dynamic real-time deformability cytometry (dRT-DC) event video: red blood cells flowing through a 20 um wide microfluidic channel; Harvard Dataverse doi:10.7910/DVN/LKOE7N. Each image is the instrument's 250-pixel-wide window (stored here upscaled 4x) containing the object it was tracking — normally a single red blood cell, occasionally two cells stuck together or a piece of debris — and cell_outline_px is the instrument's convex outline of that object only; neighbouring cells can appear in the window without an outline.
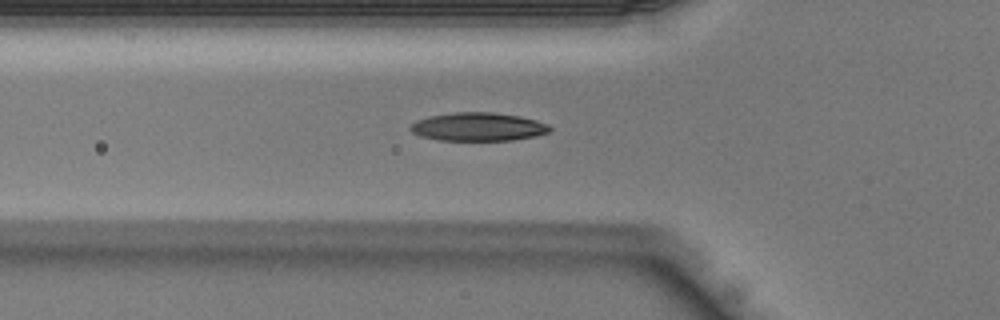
{"species": "Egyptian fruit bat (a non-hibernating species)", "species_latin": "Rousettus aegyptiacus", "temperature_condition": "warm", "stored_images_in_passage": 36, "camera_frame_rate_fps": 3000, "um_per_image_px": 0.085, "animal": {"sex": "male"}, "frame": {"image": 1, "passage_image": 12, "time_ms": 3.667, "image_size_px": [1000, 320], "cell_outline_px": [[552, 128], [548, 132], [536, 136], [512, 140], [440, 140], [420, 136], [412, 132], [408, 128], [408, 124], [416, 120], [428, 116], [456, 112], [492, 112], [520, 116], [536, 120], [548, 124]], "centroid_in_image_um": [40.61, 10.77], "position_along_channel_um": 85.2, "area_um2": 23.18}}
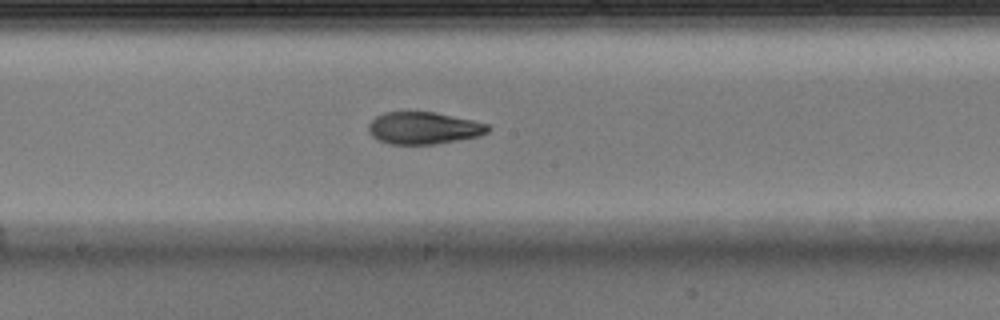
{"frame": {"image": 2, "passage_image": 20, "time_ms": 6.333, "image_size_px": [1000, 320], "cell_outline_px": [[492, 128], [488, 132], [480, 136], [436, 144], [392, 144], [380, 140], [372, 136], [368, 132], [368, 124], [376, 116], [384, 112], [436, 112], [472, 120], [488, 124]], "centroid_in_image_um": [36.03, 10.88], "position_along_channel_um": 212.2, "area_um2": 22.43}}
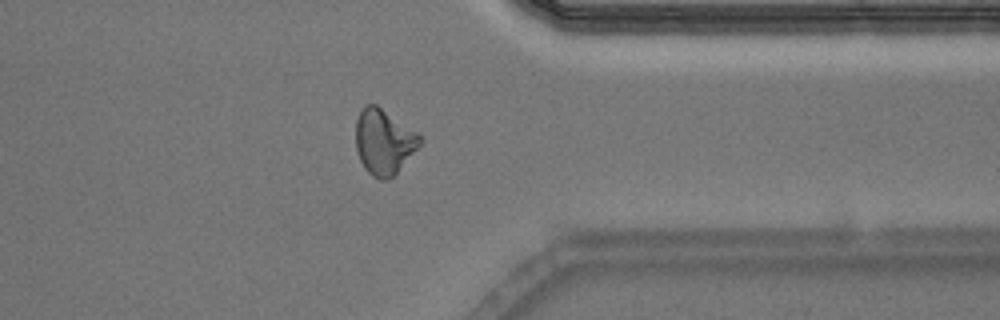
{"frame": {"image": 3, "passage_image": 31, "time_ms": 10.0, "image_size_px": [1000, 320], "cell_outline_px": [[424, 140], [396, 172], [388, 180], [380, 180], [372, 176], [364, 168], [360, 160], [356, 148], [356, 120], [360, 108], [364, 104], [376, 104], [416, 132]], "centroid_in_image_um": [32.59, 12.03], "position_along_channel_um": 378.8, "area_um2": 24.22}}